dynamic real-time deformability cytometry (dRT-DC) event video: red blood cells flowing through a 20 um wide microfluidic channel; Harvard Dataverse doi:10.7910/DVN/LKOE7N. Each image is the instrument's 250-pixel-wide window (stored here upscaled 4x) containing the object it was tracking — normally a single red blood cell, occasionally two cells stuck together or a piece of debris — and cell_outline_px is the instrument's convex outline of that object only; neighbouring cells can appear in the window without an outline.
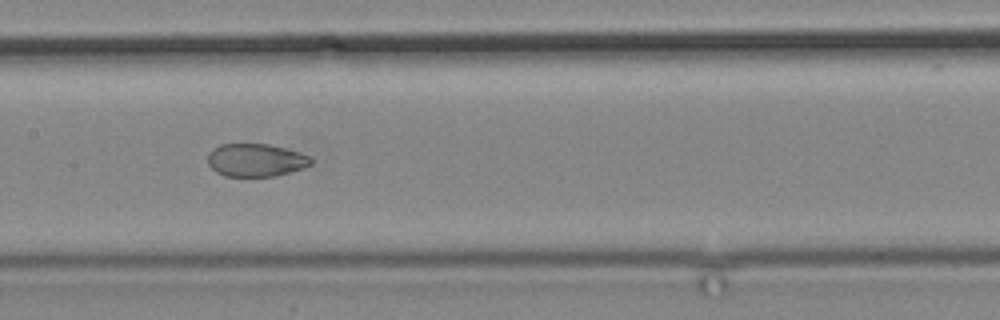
{"species": "common noctule bat (a hibernating species)", "species_latin": "Nyctalus noctula", "temperature_condition": "cold", "stored_images_in_passage": 14, "camera_frame_rate_fps": 3000, "um_per_image_px": 0.085, "animal": {"sex": "male", "body_mass_g": 19.2, "forearm_length_mm": 51.8}, "frame": {"image": 1, "passage_image": 12, "time_ms": 13.667, "image_size_px": [1000, 320], "cell_outline_px": [[312, 164], [304, 168], [276, 176], [224, 176], [216, 172], [208, 164], [208, 152], [212, 148], [220, 144], [268, 144], [300, 152], [308, 156], [312, 160]], "centroid_in_image_um": [21.73, 13.61], "position_along_channel_um": 185.7, "area_um2": 19.88}}
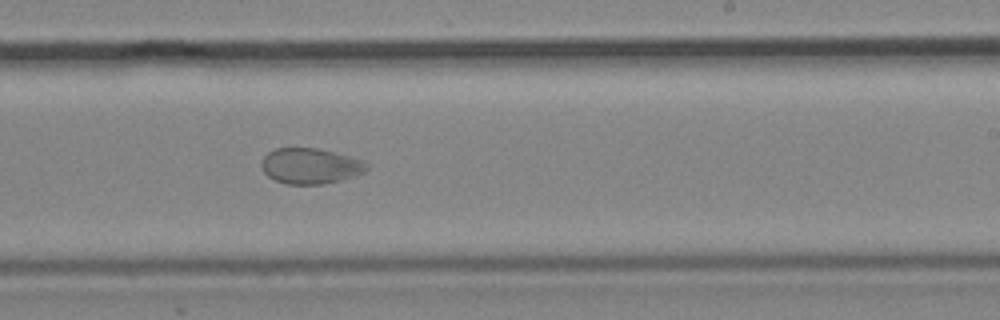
{"frame": {"image": 2, "passage_image": 14, "time_ms": 16.0, "image_size_px": [1000, 320], "cell_outline_px": [[368, 168], [364, 172], [340, 180], [324, 184], [284, 184], [268, 176], [264, 172], [260, 164], [264, 156], [268, 152], [276, 148], [316, 148], [364, 160], [368, 164]], "centroid_in_image_um": [26.36, 14.11], "position_along_channel_um": 262.6, "area_um2": 21.73}}